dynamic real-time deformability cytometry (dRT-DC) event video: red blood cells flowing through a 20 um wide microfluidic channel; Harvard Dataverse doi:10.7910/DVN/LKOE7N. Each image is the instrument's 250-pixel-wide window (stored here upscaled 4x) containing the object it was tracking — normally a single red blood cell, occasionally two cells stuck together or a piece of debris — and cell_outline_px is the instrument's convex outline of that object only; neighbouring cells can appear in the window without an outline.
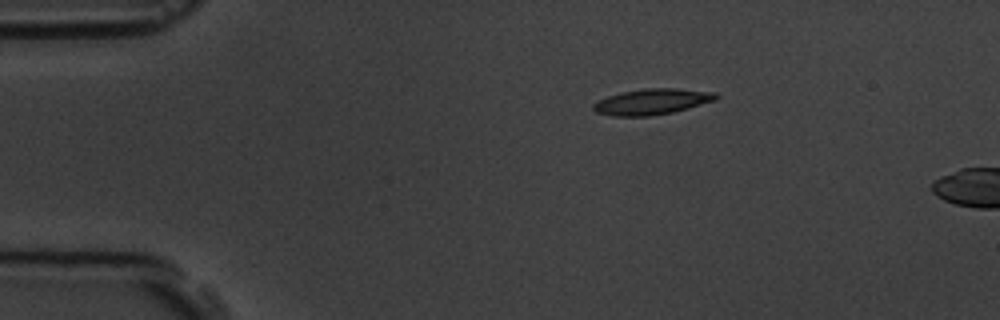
{"species": "common noctule bat (a hibernating species)", "species_latin": "Nyctalus noctula", "temperature_condition": "room temperature", "stored_images_in_passage": 2, "camera_frame_rate_fps": 3000, "um_per_image_px": 0.085, "animal": {"sex": "male", "body_mass_g": 19.5, "forearm_length_mm": 54.6}, "frame": {"image": 1, "passage_image": 1, "time_ms": 0.0, "image_size_px": [1000, 320], "cell_outline_px": [[720, 96], [716, 100], [688, 108], [672, 112], [648, 116], [612, 116], [596, 112], [592, 108], [592, 104], [596, 100], [620, 92], [644, 88], [676, 88], [716, 92]], "centroid_in_image_um": [55.4, 8.63], "position_along_channel_um": 29.6, "area_um2": 18.61}}